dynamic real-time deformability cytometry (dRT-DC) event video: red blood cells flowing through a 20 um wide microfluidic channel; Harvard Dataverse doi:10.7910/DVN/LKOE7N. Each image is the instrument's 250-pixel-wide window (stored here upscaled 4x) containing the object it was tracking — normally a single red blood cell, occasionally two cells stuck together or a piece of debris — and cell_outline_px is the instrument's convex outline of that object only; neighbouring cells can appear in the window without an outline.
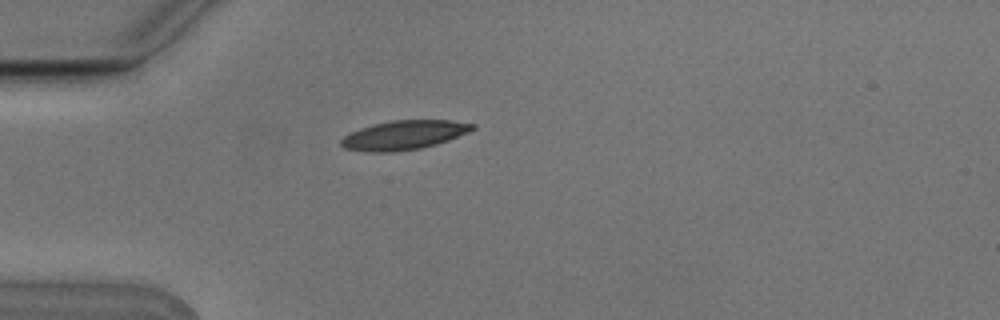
{"species": "Egyptian fruit bat (a non-hibernating species)", "species_latin": "Rousettus aegyptiacus", "temperature_condition": "cold", "stored_images_in_passage": 1, "camera_frame_rate_fps": 3000, "um_per_image_px": 0.085, "animal": {"sex": "male"}, "frame": {"image": 1, "passage_image": 1, "time_ms": 0.0, "image_size_px": [1000, 320], "cell_outline_px": [[476, 128], [468, 132], [448, 140], [436, 144], [420, 148], [392, 152], [368, 152], [344, 148], [340, 144], [340, 140], [344, 136], [360, 128], [392, 120], [452, 120], [476, 124]], "centroid_in_image_um": [34.35, 11.48], "position_along_channel_um": 50.7, "area_um2": 22.2}}